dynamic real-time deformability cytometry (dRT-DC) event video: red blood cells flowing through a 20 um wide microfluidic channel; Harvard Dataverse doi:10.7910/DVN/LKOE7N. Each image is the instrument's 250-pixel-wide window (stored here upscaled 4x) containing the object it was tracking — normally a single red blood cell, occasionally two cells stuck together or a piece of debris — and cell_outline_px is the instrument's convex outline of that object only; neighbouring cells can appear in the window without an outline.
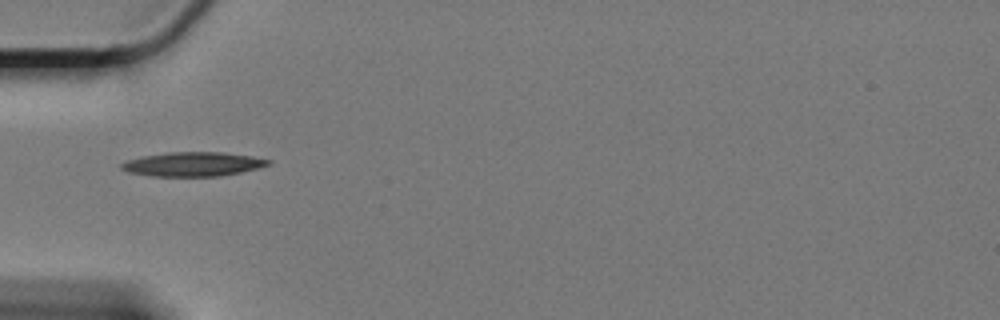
{"species": "Egyptian fruit bat (a non-hibernating species)", "species_latin": "Rousettus aegyptiacus", "temperature_condition": "cold", "stored_images_in_passage": 18, "camera_frame_rate_fps": 3000, "um_per_image_px": 0.085, "animal": {"sex": "female"}, "frame": {"image": 1, "passage_image": 1, "time_ms": 0.0, "image_size_px": [1000, 320], "cell_outline_px": [[272, 164], [240, 172], [220, 176], [152, 176], [128, 172], [120, 168], [120, 164], [128, 160], [144, 156], [168, 152], [224, 152], [252, 156], [272, 160]], "centroid_in_image_um": [16.42, 13.95], "position_along_channel_um": 68.6, "area_um2": 20.63}}
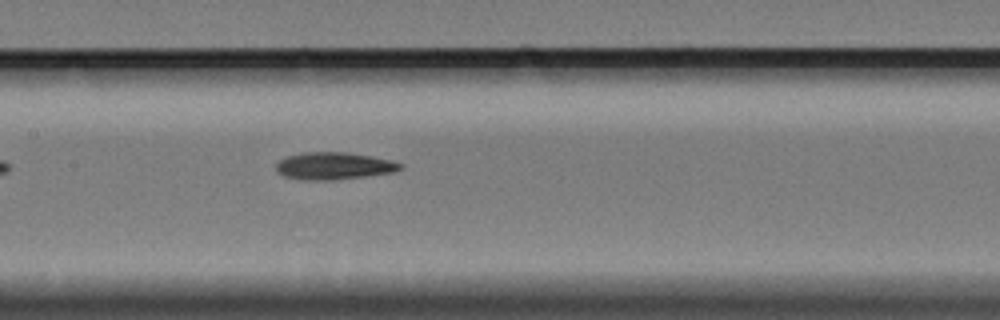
{"frame": {"image": 2, "passage_image": 11, "time_ms": 3.333, "image_size_px": [1000, 320], "cell_outline_px": [[404, 168], [392, 172], [364, 176], [332, 180], [304, 180], [284, 176], [276, 172], [276, 164], [280, 160], [288, 156], [304, 152], [344, 152], [372, 156], [404, 164]], "centroid_in_image_um": [28.36, 14.1], "position_along_channel_um": 179.0, "area_um2": 19.59}}
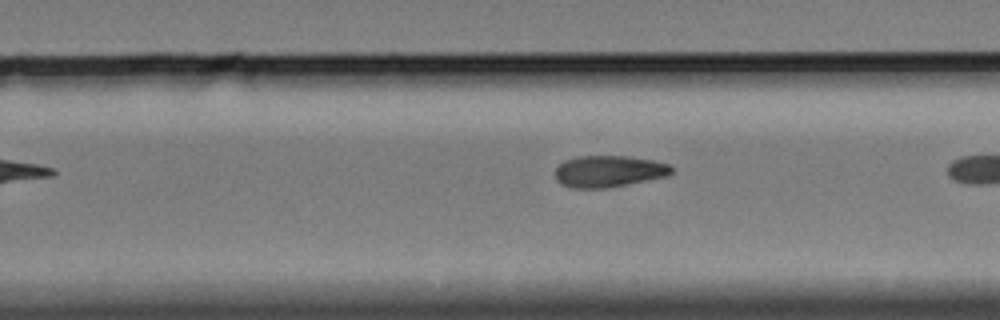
{"frame": {"image": 3, "passage_image": 17, "time_ms": 5.333, "image_size_px": [1000, 320], "cell_outline_px": [[676, 168], [668, 176], [608, 188], [572, 188], [560, 184], [556, 180], [556, 168], [564, 160], [576, 156], [628, 156], [652, 160], [668, 164]], "centroid_in_image_um": [51.75, 14.56], "position_along_channel_um": 278.0, "area_um2": 21.62}}